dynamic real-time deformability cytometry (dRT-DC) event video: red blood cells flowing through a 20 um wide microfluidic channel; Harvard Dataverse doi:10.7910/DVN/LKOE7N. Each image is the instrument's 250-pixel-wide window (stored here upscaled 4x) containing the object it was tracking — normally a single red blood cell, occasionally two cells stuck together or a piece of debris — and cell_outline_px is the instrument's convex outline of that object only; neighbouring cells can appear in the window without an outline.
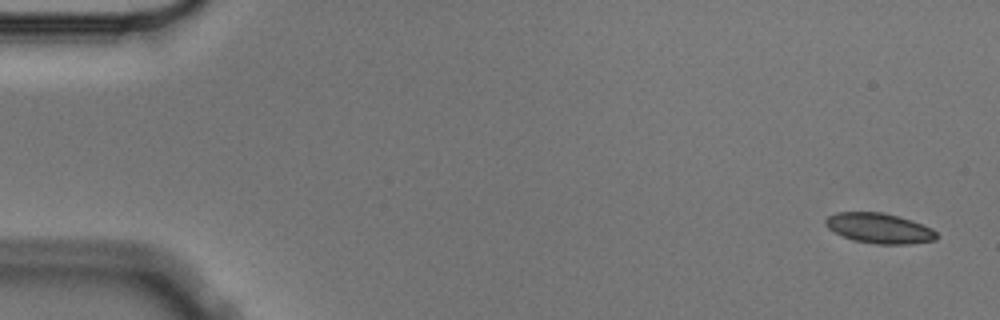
{"species": "Egyptian fruit bat (a non-hibernating species)", "species_latin": "Rousettus aegyptiacus", "temperature_condition": "cold", "stored_images_in_passage": 6, "segment_of_instrument_passage": [1, 2], "camera_frame_rate_fps": 3000, "um_per_image_px": 0.085, "animal": {"sex": "male"}, "frame": {"image": 1, "passage_image": 1, "time_ms": 0.0, "image_size_px": [1000, 320], "cell_outline_px": [[936, 240], [908, 244], [876, 244], [856, 240], [844, 236], [828, 228], [824, 224], [824, 220], [828, 216], [836, 212], [880, 212], [900, 216], [912, 220], [932, 228], [936, 232]], "centroid_in_image_um": [74.74, 19.39], "position_along_channel_um": 10.3, "area_um2": 19.42}}
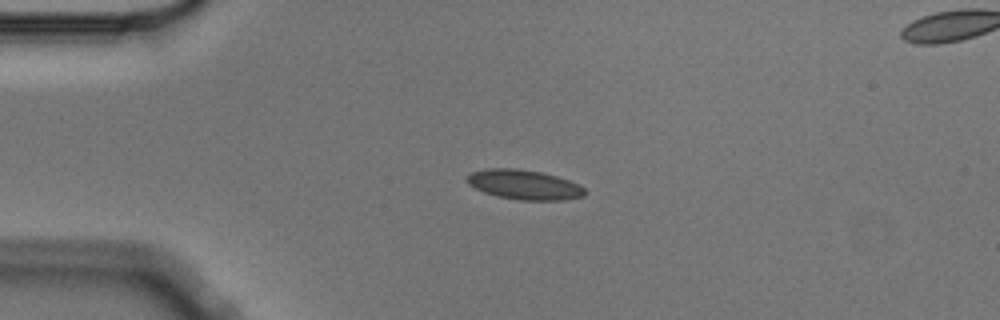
{"frame": {"image": 2, "passage_image": 4, "time_ms": 1.0, "image_size_px": [1000, 320], "cell_outline_px": [[584, 196], [564, 200], [520, 200], [496, 196], [484, 192], [468, 184], [464, 180], [472, 172], [488, 168], [516, 168], [540, 172], [556, 176], [580, 184], [584, 188]], "centroid_in_image_um": [44.54, 15.7], "position_along_channel_um": 40.5, "area_um2": 20.35}}